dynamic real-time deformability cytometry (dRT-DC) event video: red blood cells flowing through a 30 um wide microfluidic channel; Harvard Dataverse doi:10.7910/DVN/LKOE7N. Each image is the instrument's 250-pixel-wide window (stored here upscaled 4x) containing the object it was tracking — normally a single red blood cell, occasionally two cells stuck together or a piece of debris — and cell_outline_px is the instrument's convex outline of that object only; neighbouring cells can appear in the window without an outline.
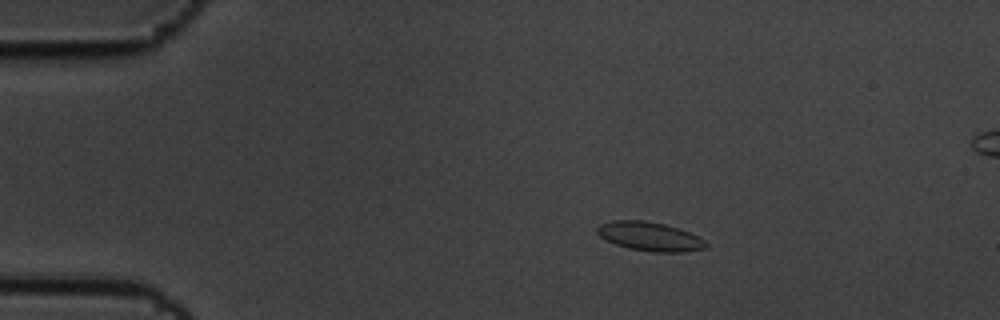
{"species": "common noctule bat (a hibernating species)", "species_latin": "Nyctalus noctula", "temperature_condition": "cold", "stored_images_in_passage": 50, "camera_frame_rate_fps": 3000, "um_per_image_px": 0.085, "animal": {"sex": "male", "body_mass_g": 19.5, "forearm_length_mm": 54.6}, "frame": {"image": 1, "passage_image": 1, "time_ms": 0.0, "image_size_px": [1000, 320], "cell_outline_px": [[708, 244], [704, 248], [684, 252], [652, 252], [628, 248], [616, 244], [600, 236], [596, 232], [596, 228], [600, 224], [612, 220], [644, 220], [664, 224], [680, 228], [704, 240]], "centroid_in_image_um": [55.21, 20.09], "position_along_channel_um": 29.8, "area_um2": 18.26}}
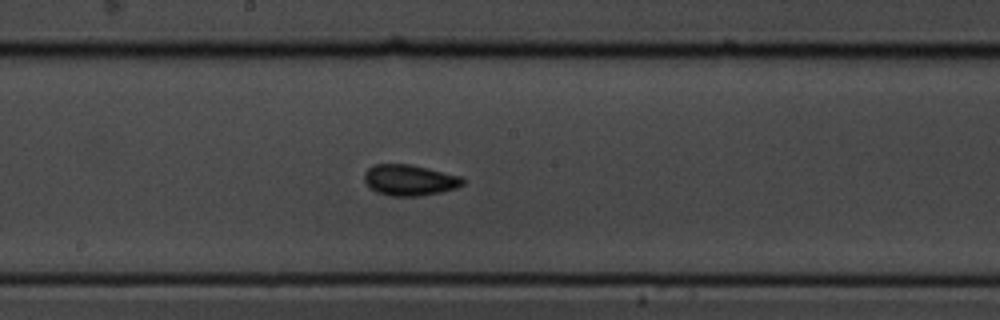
{"frame": {"image": 2, "passage_image": 22, "time_ms": 7.0, "image_size_px": [1000, 320], "cell_outline_px": [[464, 184], [456, 188], [440, 192], [420, 196], [392, 196], [376, 192], [364, 180], [364, 172], [372, 164], [408, 164], [428, 168], [460, 176], [464, 180]], "centroid_in_image_um": [34.8, 15.3], "position_along_channel_um": 213.4, "area_um2": 17.69}}
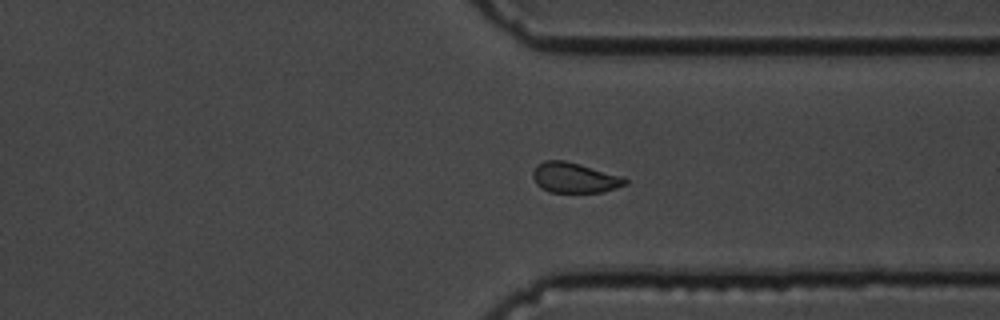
{"frame": {"image": 3, "passage_image": 35, "time_ms": 11.333, "image_size_px": [1000, 320], "cell_outline_px": [[628, 184], [604, 192], [548, 192], [540, 188], [536, 184], [532, 176], [532, 172], [536, 164], [544, 160], [564, 160], [580, 164], [624, 176], [628, 180]], "centroid_in_image_um": [48.83, 15.1], "position_along_channel_um": 362.6, "area_um2": 16.59}, "authors_computed_cell_mechanics": {"area_um2": 17.1377, "velocity_mm_per_s": 3.4454, "shape_relaxation_time_tau1_ms": 2.4918, "shape_relaxation_time_tau2_ms": 2.5564, "deformation_change_tau1": 0.0884, "deformation_change_tau2": 0.0569}}